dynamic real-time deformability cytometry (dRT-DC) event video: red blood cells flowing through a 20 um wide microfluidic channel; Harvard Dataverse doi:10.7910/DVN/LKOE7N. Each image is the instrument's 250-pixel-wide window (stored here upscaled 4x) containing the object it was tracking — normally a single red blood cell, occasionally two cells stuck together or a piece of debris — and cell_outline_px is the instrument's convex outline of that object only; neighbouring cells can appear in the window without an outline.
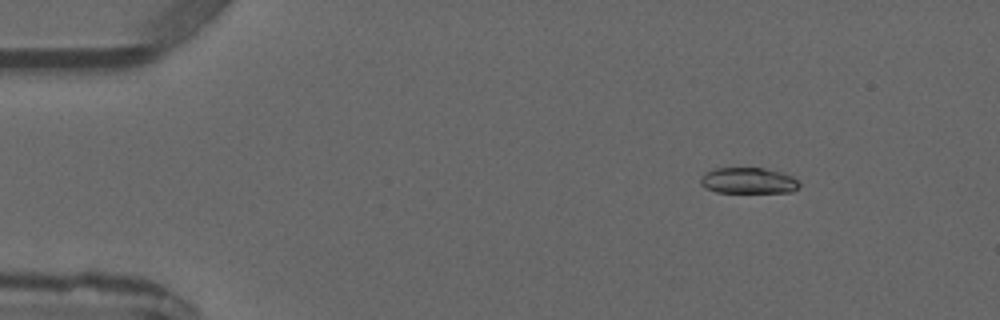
{"species": "common noctule bat (a hibernating species)", "species_latin": "Nyctalus noctula", "temperature_condition": "warm", "stored_images_in_passage": 3, "camera_frame_rate_fps": 3000, "um_per_image_px": 0.085, "animal": {"sex": "male", "forearm_length_mm": 52.5}, "frame": {"image": 1, "passage_image": 1, "time_ms": 0.0, "image_size_px": [1000, 320], "cell_outline_px": [[800, 184], [792, 192], [716, 192], [704, 188], [700, 184], [700, 180], [704, 172], [716, 168], [764, 168], [784, 172], [792, 176]], "centroid_in_image_um": [63.58, 15.35], "position_along_channel_um": 21.4, "area_um2": 15.03}}
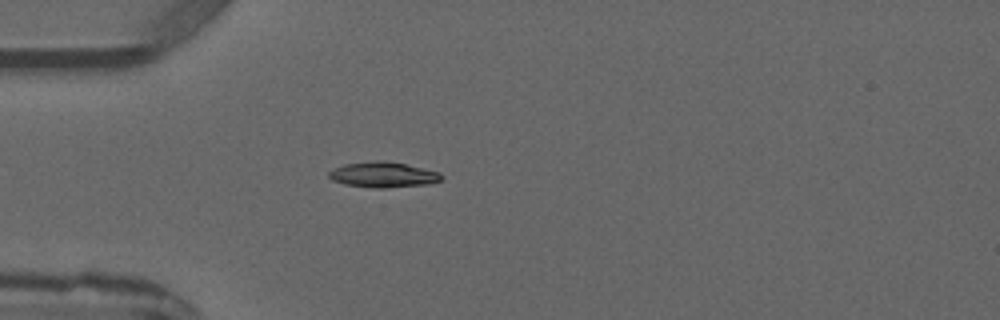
{"frame": {"image": 2, "passage_image": 3, "time_ms": 2.333, "image_size_px": [1000, 320], "cell_outline_px": [[444, 176], [440, 180], [428, 184], [388, 188], [372, 188], [344, 184], [332, 180], [328, 176], [328, 172], [344, 164], [372, 160], [384, 160], [404, 164], [440, 172]], "centroid_in_image_um": [32.56, 14.85], "position_along_channel_um": 52.4, "area_um2": 16.76}}